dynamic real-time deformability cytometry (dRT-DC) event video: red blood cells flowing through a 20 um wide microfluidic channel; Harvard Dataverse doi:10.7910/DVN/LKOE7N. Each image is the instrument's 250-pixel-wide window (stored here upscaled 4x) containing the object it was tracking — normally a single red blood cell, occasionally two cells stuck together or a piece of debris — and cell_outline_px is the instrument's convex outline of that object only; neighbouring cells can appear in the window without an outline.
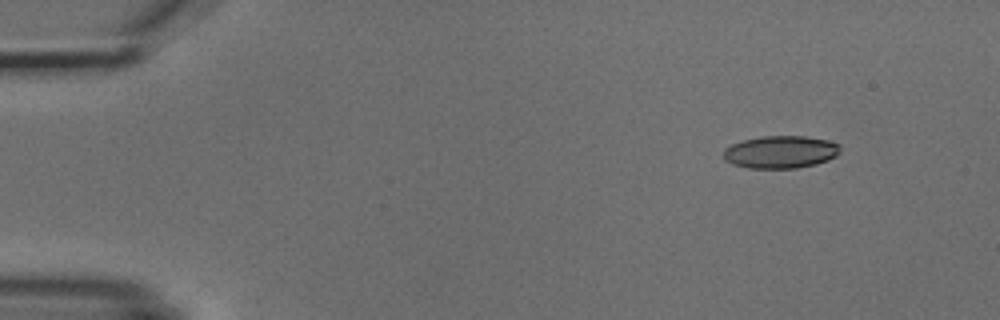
{"species": "common noctule bat (a hibernating species)", "species_latin": "Nyctalus noctula", "temperature_condition": "cold", "stored_images_in_passage": 4, "camera_frame_rate_fps": 3000, "um_per_image_px": 0.085, "animal": {"sex": "male", "body_mass_g": 18.8}, "frame": {"image": 1, "passage_image": 1, "time_ms": 0.0, "image_size_px": [1000, 320], "cell_outline_px": [[840, 152], [836, 156], [828, 160], [816, 164], [796, 168], [748, 168], [732, 164], [724, 160], [724, 148], [732, 144], [744, 140], [760, 136], [808, 136], [828, 140], [840, 144]], "centroid_in_image_um": [66.36, 12.91], "position_along_channel_um": 18.6, "area_um2": 22.31}}
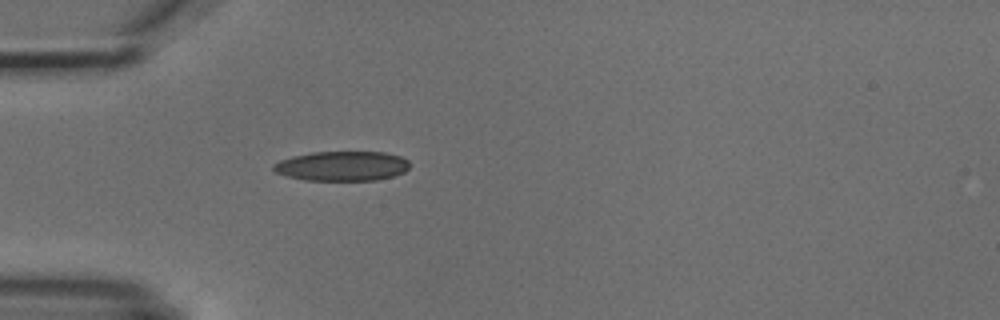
{"frame": {"image": 2, "passage_image": 4, "time_ms": 3.333, "image_size_px": [1000, 320], "cell_outline_px": [[408, 168], [404, 172], [392, 176], [376, 180], [304, 180], [288, 176], [276, 172], [272, 168], [272, 164], [280, 160], [292, 156], [312, 152], [384, 152], [400, 156], [408, 160]], "centroid_in_image_um": [29.05, 14.11], "position_along_channel_um": 55.9, "area_um2": 23.47}}